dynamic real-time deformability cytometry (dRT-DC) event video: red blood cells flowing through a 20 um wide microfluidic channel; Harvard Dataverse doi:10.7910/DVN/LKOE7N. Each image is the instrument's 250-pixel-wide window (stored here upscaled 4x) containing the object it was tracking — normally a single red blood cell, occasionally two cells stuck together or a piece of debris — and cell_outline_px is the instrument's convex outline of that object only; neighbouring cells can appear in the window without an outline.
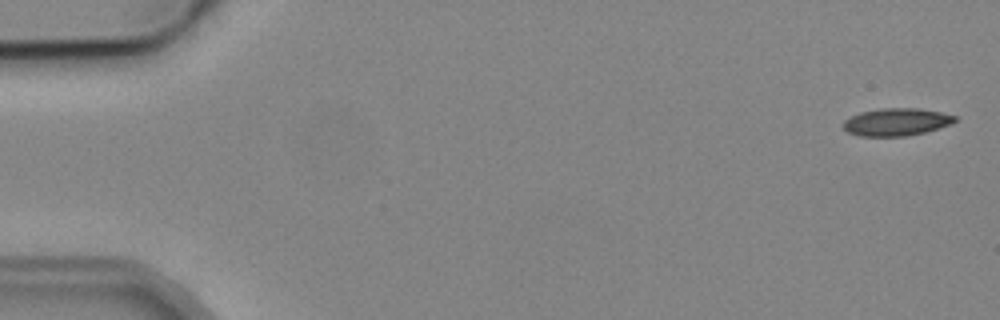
{"species": "common noctule bat (a hibernating species)", "species_latin": "Nyctalus noctula", "temperature_condition": "cold", "stored_images_in_passage": 5, "camera_frame_rate_fps": 3000, "um_per_image_px": 0.085, "animal": {"sex": "male", "body_mass_g": 19.2, "forearm_length_mm": 51.8}, "frame": {"image": 1, "passage_image": 1, "time_ms": 0.0, "image_size_px": [1000, 320], "cell_outline_px": [[956, 120], [948, 124], [924, 132], [908, 136], [860, 136], [848, 132], [840, 124], [844, 120], [860, 112], [880, 108], [920, 108], [940, 112], [956, 116]], "centroid_in_image_um": [76.13, 10.36], "position_along_channel_um": 8.9, "area_um2": 17.8}}
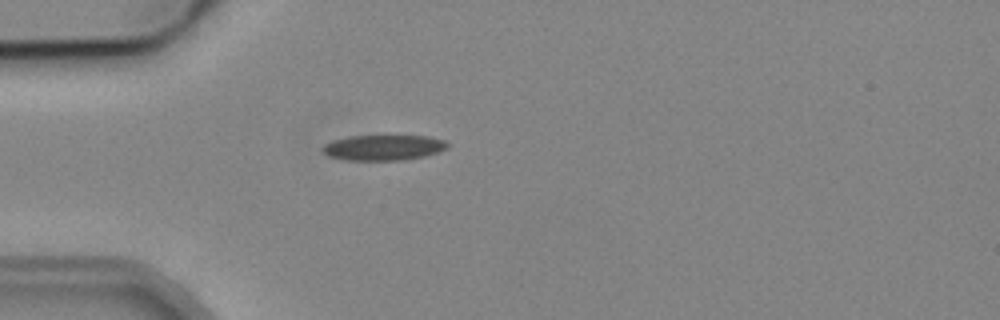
{"frame": {"image": 2, "passage_image": 5, "time_ms": 4.667, "image_size_px": [1000, 320], "cell_outline_px": [[448, 148], [440, 152], [424, 156], [404, 160], [344, 160], [328, 156], [320, 148], [324, 144], [332, 140], [348, 136], [428, 136], [444, 140], [448, 144]], "centroid_in_image_um": [32.58, 12.54], "position_along_channel_um": 52.4, "area_um2": 18.67}}